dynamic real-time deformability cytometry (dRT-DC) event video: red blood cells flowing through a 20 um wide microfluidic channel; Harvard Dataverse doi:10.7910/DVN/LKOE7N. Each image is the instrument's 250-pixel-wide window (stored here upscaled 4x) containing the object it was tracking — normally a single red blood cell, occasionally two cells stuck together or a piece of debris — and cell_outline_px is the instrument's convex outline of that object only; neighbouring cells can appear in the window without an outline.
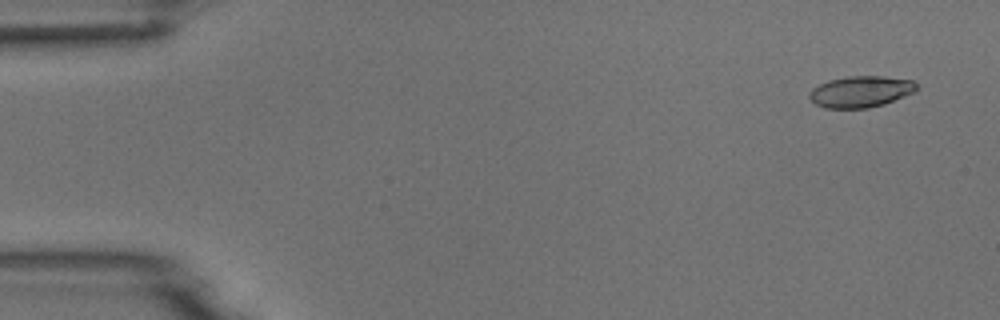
{"species": "common noctule bat (a hibernating species)", "species_latin": "Nyctalus noctula", "temperature_condition": "room temperature", "stored_images_in_passage": 5, "camera_frame_rate_fps": 3000, "um_per_image_px": 0.085, "animal": {"sex": "male", "body_mass_g": 18.8}, "frame": {"image": 1, "passage_image": 1, "time_ms": 0.0, "image_size_px": [1000, 320], "cell_outline_px": [[916, 88], [912, 92], [884, 104], [868, 108], [824, 108], [816, 104], [808, 96], [812, 88], [828, 80], [848, 76], [884, 76], [912, 80], [916, 84]], "centroid_in_image_um": [73.12, 7.78], "position_along_channel_um": 11.9, "area_um2": 19.36}}
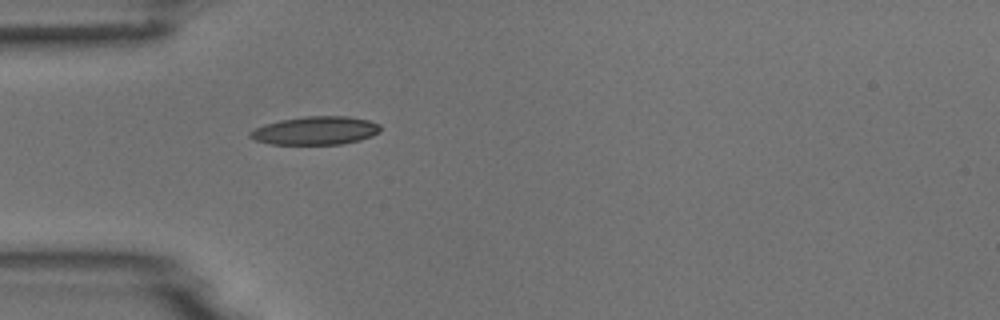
{"frame": {"image": 2, "passage_image": 5, "time_ms": 4.333, "image_size_px": [1000, 320], "cell_outline_px": [[380, 132], [372, 136], [360, 140], [340, 144], [272, 144], [256, 140], [248, 136], [248, 132], [264, 124], [280, 120], [304, 116], [348, 116], [368, 120], [380, 124]], "centroid_in_image_um": [26.83, 11.09], "position_along_channel_um": 58.2, "area_um2": 21.5}}